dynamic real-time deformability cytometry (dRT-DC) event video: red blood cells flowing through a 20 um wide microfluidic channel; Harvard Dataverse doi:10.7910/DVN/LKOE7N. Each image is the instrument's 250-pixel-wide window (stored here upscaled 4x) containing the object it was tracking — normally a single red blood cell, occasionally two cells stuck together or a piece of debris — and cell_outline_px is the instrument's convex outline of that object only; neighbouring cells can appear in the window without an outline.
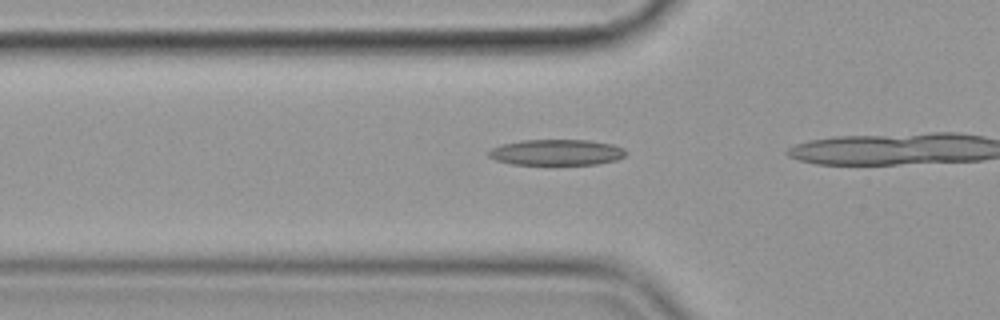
{"species": "common noctule bat (a hibernating species)", "species_latin": "Nyctalus noctula", "temperature_condition": "cold", "stored_images_in_passage": 20, "camera_frame_rate_fps": 3000, "um_per_image_px": 0.085, "animal": {"sex": "female", "body_mass_g": 19.9}, "frame": {"image": 1, "passage_image": 15, "time_ms": 4.667, "image_size_px": [1000, 320], "cell_outline_px": [[628, 152], [624, 156], [616, 160], [600, 164], [512, 164], [496, 160], [488, 156], [488, 152], [492, 148], [500, 144], [520, 140], [588, 140], [612, 144], [624, 148]], "centroid_in_image_um": [47.31, 12.94], "position_along_channel_um": 78.5, "area_um2": 20.75}}